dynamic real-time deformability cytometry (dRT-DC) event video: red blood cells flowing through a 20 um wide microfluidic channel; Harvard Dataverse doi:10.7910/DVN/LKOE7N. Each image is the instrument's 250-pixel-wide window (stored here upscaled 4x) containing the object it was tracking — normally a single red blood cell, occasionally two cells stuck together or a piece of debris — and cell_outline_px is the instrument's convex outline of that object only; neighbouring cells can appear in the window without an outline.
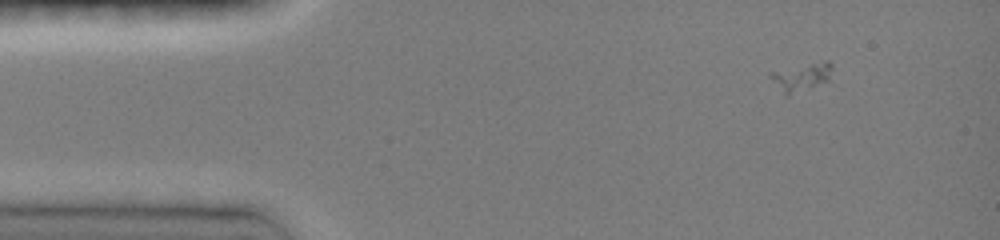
{"species": "common noctule bat (a hibernating species)", "species_latin": "Nyctalus noctula", "temperature_condition": "room temperature", "stored_images_in_passage": 26, "camera_frame_rate_fps": 3000, "um_per_image_px": 0.085, "animal": {"sex": "female", "body_mass_g": 19.0, "forearm_length_mm": 51.5}, "frame": {"image": 1, "passage_image": 7, "time_ms": 1.667, "image_size_px": [1000, 240], "cell_outline_px": [[832, 68], [828, 80], [788, 96], [784, 96], [768, 76], [768, 72], [824, 60], [828, 60], [832, 64]], "centroid_in_image_um": [68.07, 6.53], "position_along_channel_um": 16.9, "area_um2": 10.06}}